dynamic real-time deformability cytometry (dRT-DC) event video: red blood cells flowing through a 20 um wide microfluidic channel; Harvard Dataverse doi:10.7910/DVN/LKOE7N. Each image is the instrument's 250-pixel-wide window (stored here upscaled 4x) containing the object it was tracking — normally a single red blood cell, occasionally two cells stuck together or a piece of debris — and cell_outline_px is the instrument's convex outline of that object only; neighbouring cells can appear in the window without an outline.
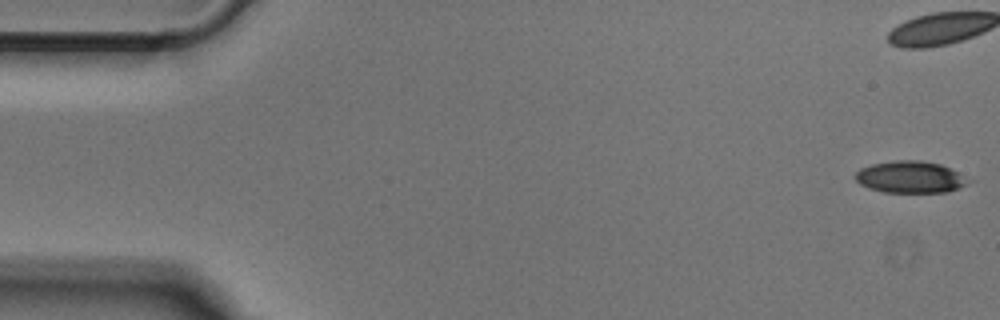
{"species": "Egyptian fruit bat (a non-hibernating species)", "species_latin": "Rousettus aegyptiacus", "temperature_condition": "cold", "stored_images_in_passage": 52, "camera_frame_rate_fps": 3000, "um_per_image_px": 0.085, "animal": {"sex": "male"}, "frame": {"image": 1, "passage_image": 1, "time_ms": 0.0, "image_size_px": [1000, 320], "cell_outline_px": [[976, 180], [960, 188], [948, 192], [884, 192], [868, 188], [860, 184], [852, 176], [860, 168], [872, 164], [896, 160], [920, 160], [940, 164]], "centroid_in_image_um": [77.42, 15.05], "position_along_channel_um": 7.6, "area_um2": 21.33}}
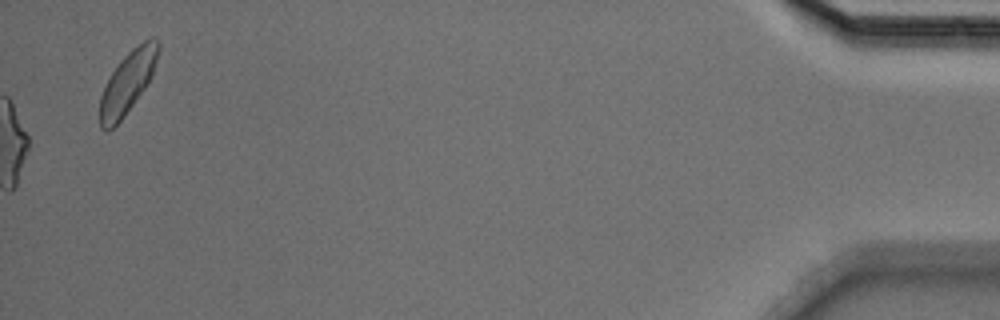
{"frame": {"image": 2, "passage_image": 52, "time_ms": 17.0, "image_size_px": [1000, 320], "cell_outline_px": [[160, 48], [152, 76], [144, 88], [124, 116], [108, 132], [104, 132], [100, 128], [100, 96], [108, 76], [120, 60], [132, 48], [144, 40], [152, 36], [156, 36], [160, 44]], "centroid_in_image_um": [10.84, 6.97], "position_along_channel_um": 424.4, "area_um2": 21.21}}